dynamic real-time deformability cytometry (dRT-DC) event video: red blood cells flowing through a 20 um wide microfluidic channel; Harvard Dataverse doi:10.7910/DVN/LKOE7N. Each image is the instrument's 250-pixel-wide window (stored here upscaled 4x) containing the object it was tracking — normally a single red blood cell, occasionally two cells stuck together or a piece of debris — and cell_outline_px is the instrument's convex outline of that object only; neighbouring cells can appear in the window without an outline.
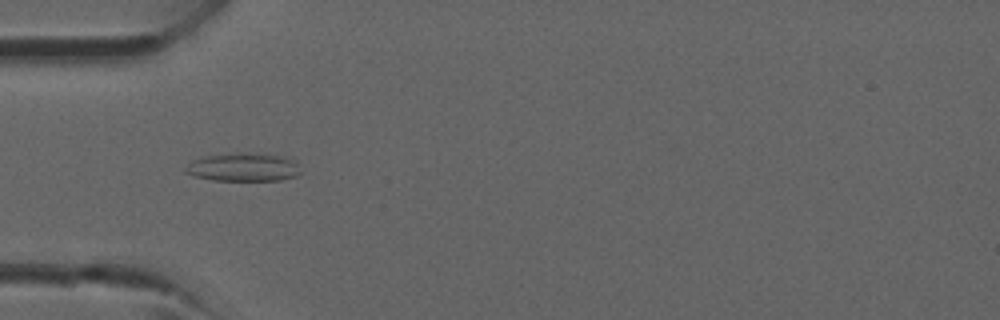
{"species": "common noctule bat (a hibernating species)", "species_latin": "Nyctalus noctula", "temperature_condition": "room temperature", "stored_images_in_passage": 30, "camera_frame_rate_fps": 3000, "um_per_image_px": 0.085, "animal": {"sex": "male", "forearm_length_mm": 52.5}, "frame": {"image": 1, "passage_image": 6, "time_ms": 1.667, "image_size_px": [1000, 320], "cell_outline_px": [[304, 172], [296, 176], [280, 180], [212, 180], [196, 176], [184, 172], [184, 168], [192, 160], [204, 156], [240, 152], [248, 152], [276, 156], [296, 160]], "centroid_in_image_um": [20.71, 14.21], "position_along_channel_um": 64.3, "area_um2": 19.13}}
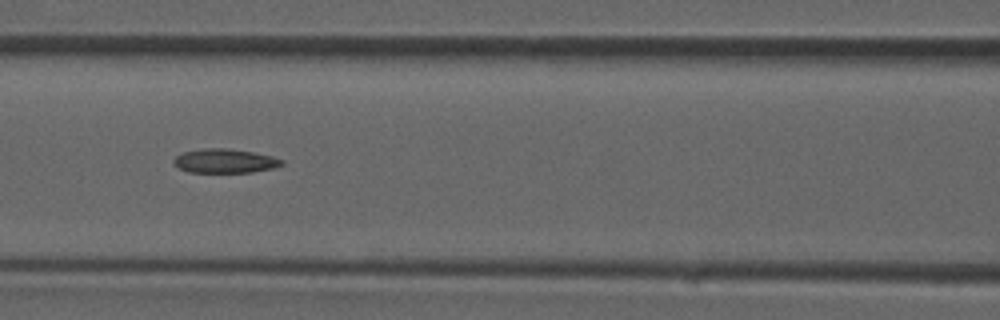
{"frame": {"image": 2, "passage_image": 11, "time_ms": 3.333, "image_size_px": [1000, 320], "cell_outline_px": [[284, 164], [272, 168], [252, 172], [188, 172], [172, 164], [172, 160], [176, 156], [184, 152], [204, 148], [228, 148], [252, 152], [272, 156], [284, 160]], "centroid_in_image_um": [19.1, 13.68], "position_along_channel_um": 147.5, "area_um2": 15.14}}
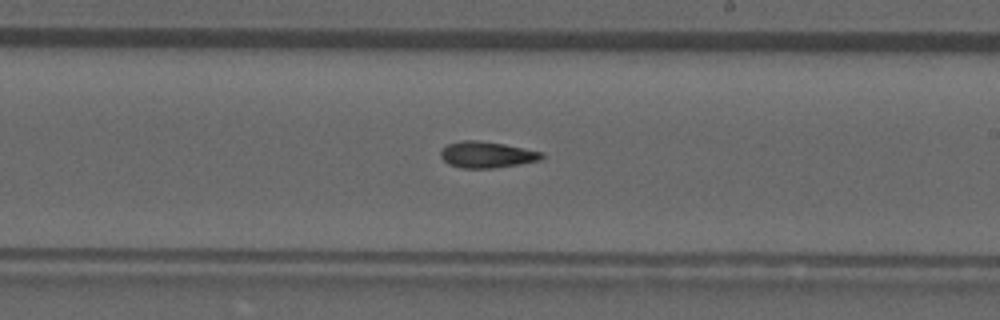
{"frame": {"image": 3, "passage_image": 17, "time_ms": 5.333, "image_size_px": [1000, 320], "cell_outline_px": [[544, 156], [540, 160], [492, 168], [460, 168], [448, 164], [440, 156], [440, 152], [448, 144], [460, 140], [480, 140], [504, 144], [544, 152]], "centroid_in_image_um": [41.36, 13.14], "position_along_channel_um": 247.6, "area_um2": 15.43}}